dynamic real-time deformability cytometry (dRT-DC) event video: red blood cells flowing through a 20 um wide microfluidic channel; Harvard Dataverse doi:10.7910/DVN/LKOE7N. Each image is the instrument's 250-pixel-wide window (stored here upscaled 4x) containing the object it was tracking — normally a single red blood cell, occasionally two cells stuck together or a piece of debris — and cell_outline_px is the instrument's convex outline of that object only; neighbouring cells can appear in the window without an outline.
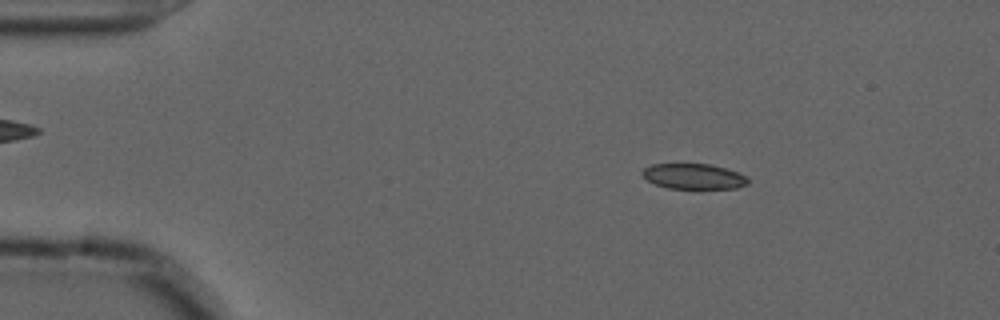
{"species": "common noctule bat (a hibernating species)", "species_latin": "Nyctalus noctula", "temperature_condition": "cold", "stored_images_in_passage": 30, "camera_frame_rate_fps": 3000, "um_per_image_px": 0.085, "animal": {"sex": "male", "forearm_length_mm": 52.5}, "frame": {"image": 1, "passage_image": 9, "time_ms": 2.667, "image_size_px": [1000, 320], "cell_outline_px": [[748, 184], [736, 188], [668, 188], [656, 184], [648, 180], [640, 172], [644, 168], [652, 164], [708, 164], [724, 168], [748, 176]], "centroid_in_image_um": [58.96, 14.99], "position_along_channel_um": 26.0, "area_um2": 15.43}}
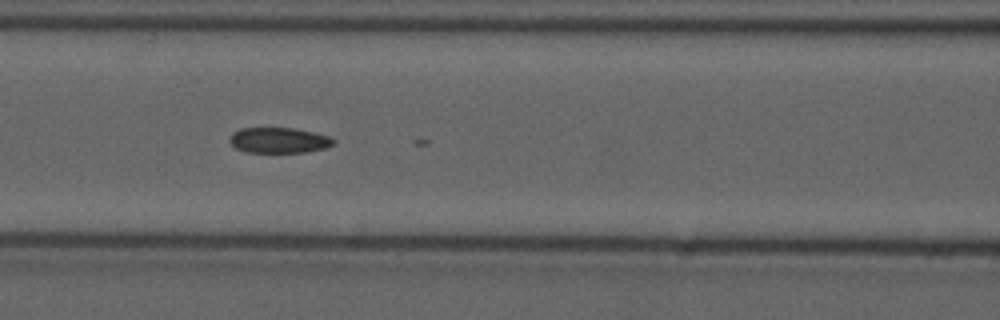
{"frame": {"image": 2, "passage_image": 24, "time_ms": 7.667, "image_size_px": [1000, 320], "cell_outline_px": [[336, 144], [324, 148], [304, 152], [244, 152], [236, 148], [228, 140], [232, 132], [240, 128], [292, 128], [332, 136], [336, 140]], "centroid_in_image_um": [23.71, 11.92], "position_along_channel_um": 142.9, "area_um2": 15.55}}
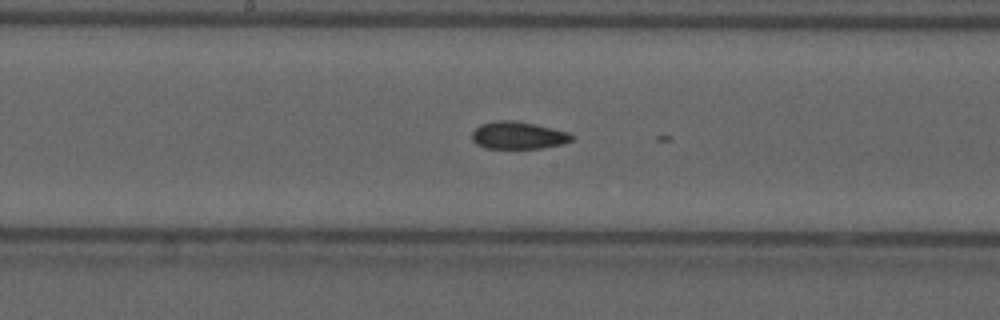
{"frame": {"image": 3, "passage_image": 29, "time_ms": 9.333, "image_size_px": [1000, 320], "cell_outline_px": [[572, 140], [564, 144], [540, 148], [484, 148], [476, 144], [472, 140], [472, 132], [480, 124], [496, 120], [512, 120], [552, 128], [568, 132], [572, 136]], "centroid_in_image_um": [44.01, 11.51], "position_along_channel_um": 204.2, "area_um2": 15.84}}